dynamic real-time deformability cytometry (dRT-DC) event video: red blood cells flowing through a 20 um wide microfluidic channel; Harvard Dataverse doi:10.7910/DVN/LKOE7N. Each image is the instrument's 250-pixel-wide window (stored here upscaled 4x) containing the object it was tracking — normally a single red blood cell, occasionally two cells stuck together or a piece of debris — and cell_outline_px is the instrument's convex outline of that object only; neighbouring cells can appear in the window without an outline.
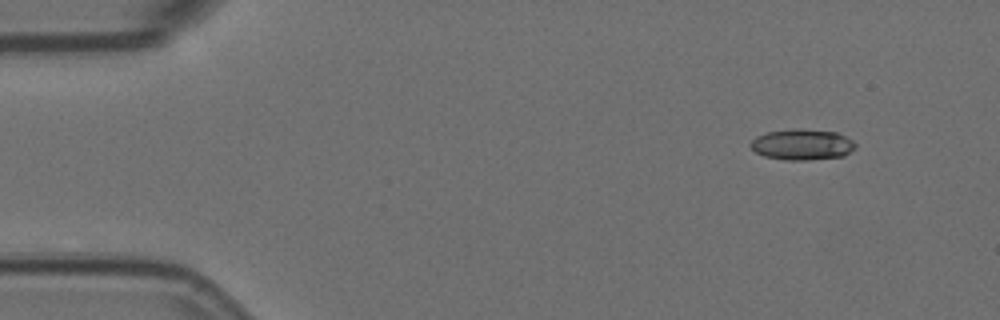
{"species": "Egyptian fruit bat (a non-hibernating species)", "species_latin": "Rousettus aegyptiacus", "temperature_condition": "room temperature", "stored_images_in_passage": 4, "camera_frame_rate_fps": 3000, "um_per_image_px": 0.085, "animal": {"sex": "female"}, "frame": {"image": 1, "passage_image": 1, "time_ms": 0.0, "image_size_px": [1000, 320], "cell_outline_px": [[856, 148], [844, 156], [808, 160], [784, 160], [764, 156], [756, 152], [748, 144], [756, 136], [768, 132], [792, 128], [796, 128], [836, 132], [852, 140], [856, 144]], "centroid_in_image_um": [68.18, 12.29], "position_along_channel_um": 16.8, "area_um2": 18.96}}
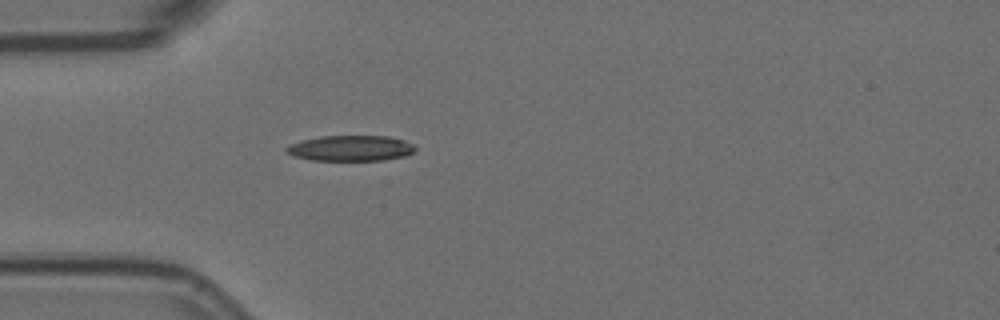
{"frame": {"image": 2, "passage_image": 4, "time_ms": 1.0, "image_size_px": [1000, 320], "cell_outline_px": [[416, 148], [412, 152], [404, 156], [384, 160], [312, 160], [292, 156], [284, 148], [288, 144], [300, 140], [320, 136], [388, 136], [404, 140], [412, 144]], "centroid_in_image_um": [29.76, 12.59], "position_along_channel_um": 55.2, "area_um2": 19.25}}